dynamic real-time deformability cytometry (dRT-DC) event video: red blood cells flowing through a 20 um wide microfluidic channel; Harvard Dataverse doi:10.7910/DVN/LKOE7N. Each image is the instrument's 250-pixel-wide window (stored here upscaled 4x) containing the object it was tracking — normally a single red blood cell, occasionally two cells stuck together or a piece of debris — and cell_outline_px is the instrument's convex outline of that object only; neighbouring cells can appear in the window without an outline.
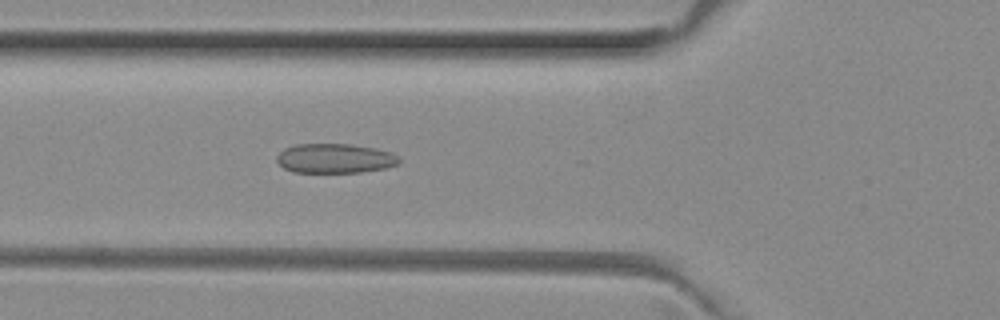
{"species": "common noctule bat (a hibernating species)", "species_latin": "Nyctalus noctula", "temperature_condition": "room temperature", "stored_images_in_passage": 30, "camera_frame_rate_fps": 3000, "um_per_image_px": 0.085, "animal": {"sex": "female", "body_mass_g": 29.2, "forearm_length_mm": 56.3}, "frame": {"image": 1, "passage_image": 5, "time_ms": 1.333, "image_size_px": [1000, 320], "cell_outline_px": [[400, 164], [384, 168], [360, 172], [292, 172], [284, 168], [276, 160], [276, 156], [284, 148], [296, 144], [352, 144], [376, 148], [392, 152], [400, 156]], "centroid_in_image_um": [28.49, 13.45], "position_along_channel_um": 97.3, "area_um2": 21.21}}
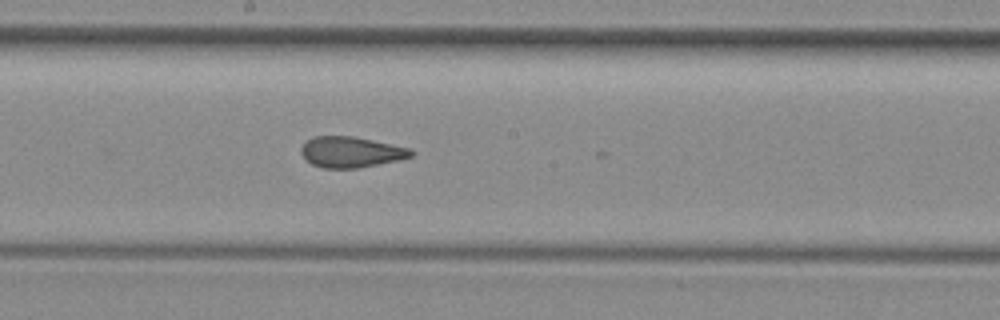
{"frame": {"image": 2, "passage_image": 14, "time_ms": 4.333, "image_size_px": [1000, 320], "cell_outline_px": [[416, 152], [412, 156], [400, 160], [356, 168], [324, 168], [312, 164], [300, 152], [300, 148], [312, 136], [352, 136], [372, 140], [408, 148]], "centroid_in_image_um": [29.84, 12.92], "position_along_channel_um": 218.4, "area_um2": 19.54}}
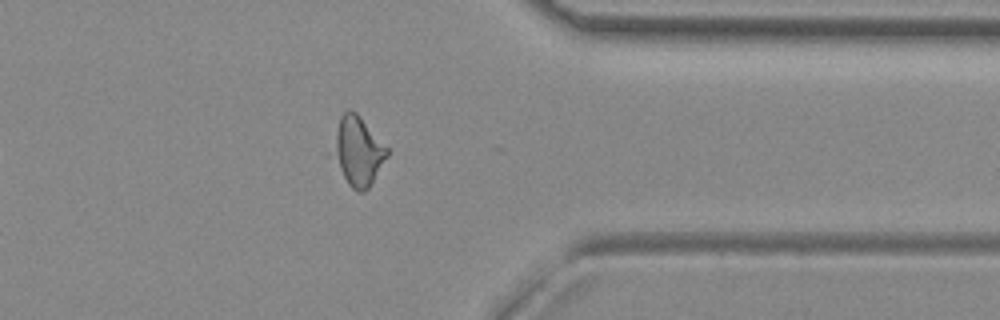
{"frame": {"image": 3, "passage_image": 27, "time_ms": 8.667, "image_size_px": [1000, 320], "cell_outline_px": [[388, 156], [368, 188], [364, 192], [356, 192], [348, 184], [328, 152], [340, 116], [348, 108], [356, 112], [360, 116], [388, 148]], "centroid_in_image_um": [30.36, 12.84], "position_along_channel_um": 381.0, "area_um2": 22.14}, "authors_computed_cell_mechanics": {"area_um2": 20.0855, "velocity_mm_per_s": 4.0166, "shape_relaxation_time_tau1_ms": null, "shape_relaxation_time_tau2_ms": 1.4428, "deformation_change_tau1": null, "deformation_change_tau2": 0.0755}}